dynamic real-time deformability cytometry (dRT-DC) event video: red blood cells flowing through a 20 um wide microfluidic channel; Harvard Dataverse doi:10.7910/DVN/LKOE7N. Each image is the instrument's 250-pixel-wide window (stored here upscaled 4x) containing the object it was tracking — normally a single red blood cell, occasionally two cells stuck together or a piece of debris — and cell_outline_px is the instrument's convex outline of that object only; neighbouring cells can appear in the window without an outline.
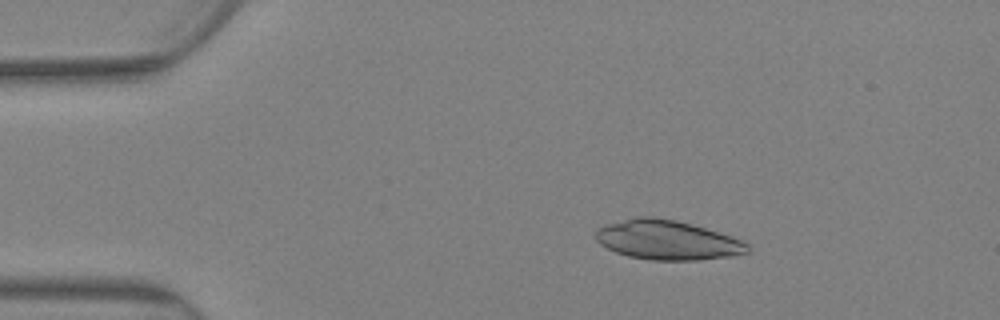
{"species": "Egyptian fruit bat (a non-hibernating species)", "species_latin": "Rousettus aegyptiacus", "temperature_condition": "warm", "stored_images_in_passage": 57, "camera_frame_rate_fps": 3000, "um_per_image_px": 0.085, "animal": {"sex": "female"}, "frame": {"image": 1, "passage_image": 1, "time_ms": 0.0, "image_size_px": [1000, 320], "cell_outline_px": [[752, 248], [748, 252], [732, 256], [700, 260], [648, 260], [628, 256], [616, 252], [600, 244], [596, 240], [596, 228], [604, 224], [640, 216], [652, 216], [676, 220], [692, 224], [740, 240], [748, 244]], "centroid_in_image_um": [56.69, 20.4], "position_along_channel_um": 28.3, "area_um2": 34.85}}
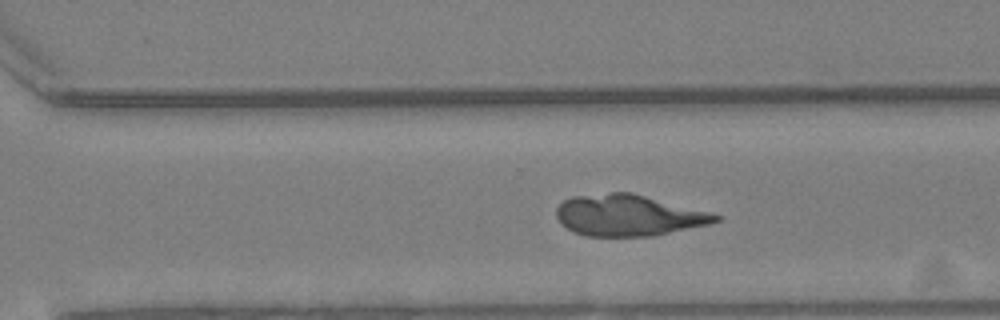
{"frame": {"image": 2, "passage_image": 44, "time_ms": 14.333, "image_size_px": [1000, 320], "cell_outline_px": [[720, 220], [708, 224], [652, 236], [584, 236], [572, 232], [560, 224], [556, 216], [556, 208], [564, 200], [572, 196], [612, 192], [632, 192], [708, 212], [720, 216]], "centroid_in_image_um": [53.34, 18.3], "position_along_channel_um": 317.3, "area_um2": 38.15}}
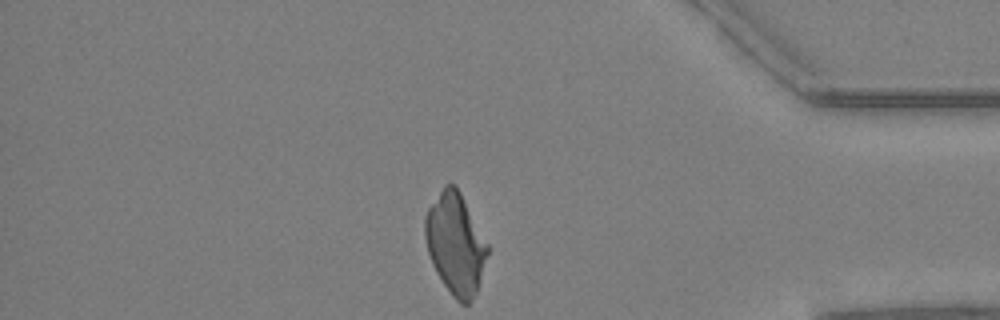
{"frame": {"image": 3, "passage_image": 57, "time_ms": 18.667, "image_size_px": [1000, 320], "cell_outline_px": [[488, 252], [476, 292], [472, 300], [468, 304], [460, 304], [452, 296], [436, 272], [432, 264], [428, 252], [424, 236], [424, 216], [428, 208], [444, 184], [456, 184], [488, 244]], "centroid_in_image_um": [38.69, 20.7], "position_along_channel_um": 396.5, "area_um2": 36.65}}